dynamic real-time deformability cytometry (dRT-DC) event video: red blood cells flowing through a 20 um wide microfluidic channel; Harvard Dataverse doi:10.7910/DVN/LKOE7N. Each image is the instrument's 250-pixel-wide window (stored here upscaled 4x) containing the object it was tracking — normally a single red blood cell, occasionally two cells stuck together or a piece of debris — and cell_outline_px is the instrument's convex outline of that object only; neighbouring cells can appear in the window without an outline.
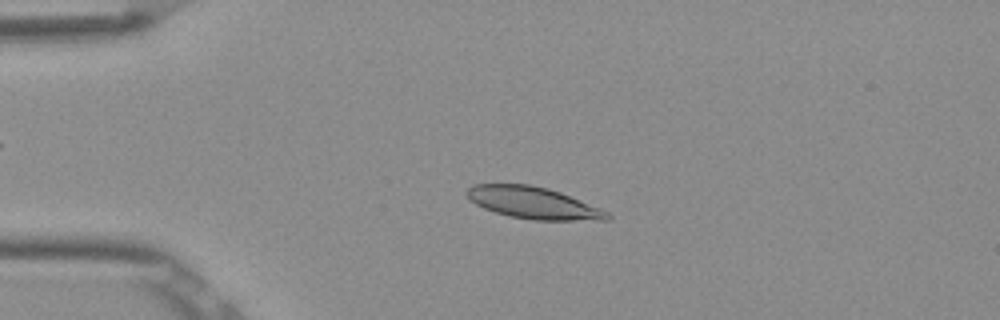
{"species": "Egyptian fruit bat (a non-hibernating species)", "species_latin": "Rousettus aegyptiacus", "temperature_condition": "room temperature", "stored_images_in_passage": 3, "camera_frame_rate_fps": 3000, "um_per_image_px": 0.085, "frame": {"image": 1, "passage_image": 2, "time_ms": 0.333, "image_size_px": [1000, 320], "cell_outline_px": [[612, 216], [608, 220], [536, 220], [508, 216], [484, 208], [476, 204], [468, 196], [468, 188], [472, 184], [528, 184], [548, 188], [560, 192], [600, 208], [608, 212]], "centroid_in_image_um": [45.36, 17.24], "position_along_channel_um": 39.6, "area_um2": 25.78}}